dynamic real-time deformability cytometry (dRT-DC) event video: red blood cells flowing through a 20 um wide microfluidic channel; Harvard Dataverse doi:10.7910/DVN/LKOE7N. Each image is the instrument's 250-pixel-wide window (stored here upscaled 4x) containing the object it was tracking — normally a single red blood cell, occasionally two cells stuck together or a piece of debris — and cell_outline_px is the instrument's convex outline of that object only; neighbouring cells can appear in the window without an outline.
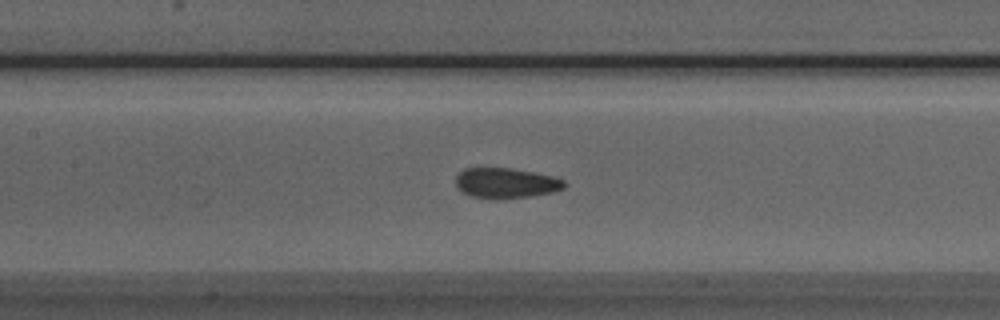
{"species": "Egyptian fruit bat (a non-hibernating species)", "species_latin": "Rousettus aegyptiacus", "temperature_condition": "room temperature", "stored_images_in_passage": 44, "camera_frame_rate_fps": 3000, "um_per_image_px": 0.085, "animal": {"sex": "male"}, "frame": {"image": 1, "passage_image": 23, "time_ms": 7.333, "image_size_px": [1000, 320], "cell_outline_px": [[568, 184], [564, 188], [552, 192], [528, 196], [496, 200], [472, 196], [456, 188], [456, 176], [464, 168], [512, 168], [552, 176], [564, 180]], "centroid_in_image_um": [42.99, 15.56], "position_along_channel_um": 164.4, "area_um2": 19.19}}
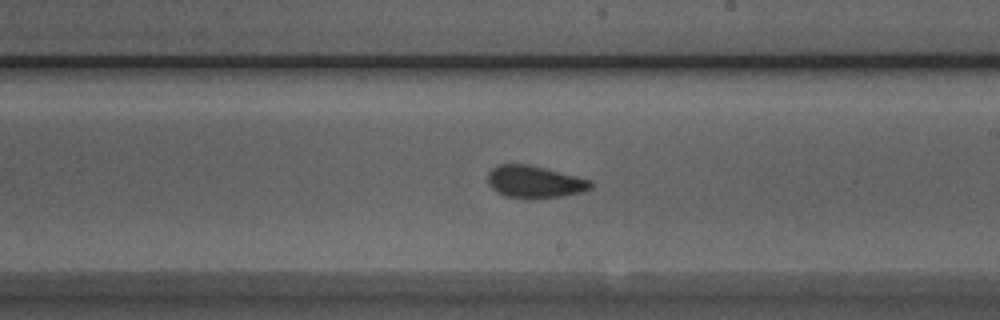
{"frame": {"image": 2, "passage_image": 29, "time_ms": 9.333, "image_size_px": [1000, 320], "cell_outline_px": [[592, 188], [584, 192], [564, 196], [532, 200], [524, 200], [504, 196], [496, 192], [488, 184], [488, 172], [492, 168], [500, 164], [528, 164], [592, 180]], "centroid_in_image_um": [45.44, 15.49], "position_along_channel_um": 243.6, "area_um2": 19.83}}
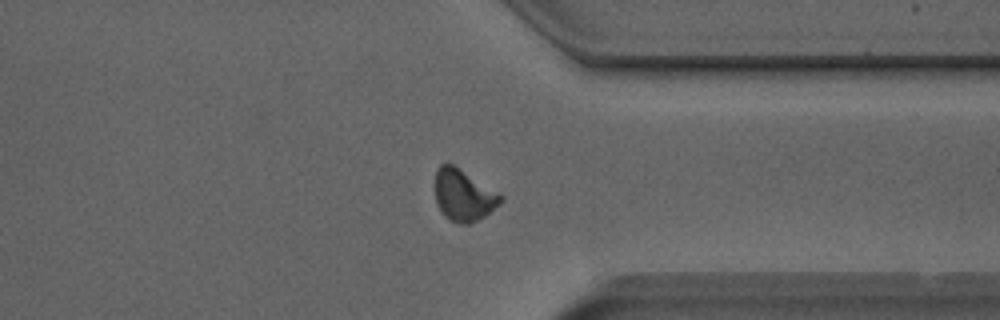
{"frame": {"image": 3, "passage_image": 39, "time_ms": 12.667, "image_size_px": [1000, 320], "cell_outline_px": [[504, 200], [500, 204], [484, 216], [468, 224], [460, 224], [448, 220], [444, 216], [436, 200], [436, 168], [440, 164], [452, 164], [504, 196]], "centroid_in_image_um": [39.41, 16.61], "position_along_channel_um": 372.0, "area_um2": 19.42}, "authors_computed_cell_mechanics": {"area_um2": 19.6809, "velocity_mm_per_s": 3.9692, "shape_relaxation_time_tau1_ms": 3.9455, "shape_relaxation_time_tau2_ms": 1.9556, "deformation_change_tau1": 0.1159, "deformation_change_tau2": 0.0756}}